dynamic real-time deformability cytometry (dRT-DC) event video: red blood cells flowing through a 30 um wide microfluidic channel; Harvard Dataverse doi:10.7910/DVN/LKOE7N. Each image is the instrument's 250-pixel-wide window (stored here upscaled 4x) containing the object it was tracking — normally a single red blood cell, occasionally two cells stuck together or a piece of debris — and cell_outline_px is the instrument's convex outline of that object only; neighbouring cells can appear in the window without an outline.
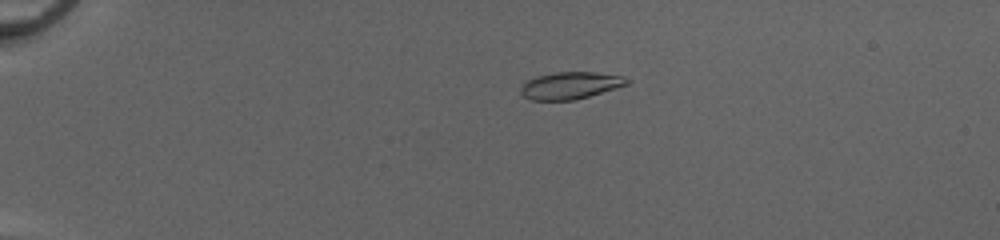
{"species": "common noctule bat (a hibernating species)", "species_latin": "Nyctalus noctula", "temperature_condition": "cold", "stored_images_in_passage": 53, "camera_frame_rate_fps": 3000, "um_per_image_px": 0.085, "animal": {"sex": "female", "body_mass_g": 20.0, "forearm_length_mm": 54.0}, "frame": {"image": 1, "passage_image": 14, "time_ms": 4.333, "image_size_px": [1000, 240], "cell_outline_px": [[628, 84], [616, 88], [588, 96], [572, 100], [532, 100], [524, 96], [520, 92], [520, 88], [524, 80], [536, 76], [556, 72], [596, 72], [624, 76], [628, 80]], "centroid_in_image_um": [48.43, 7.25], "position_along_channel_um": 36.6, "area_um2": 16.76}}
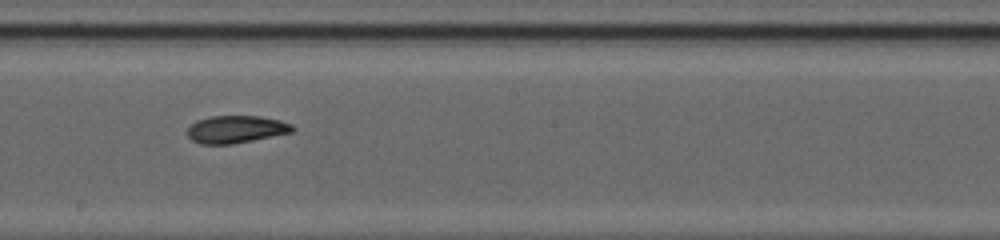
{"frame": {"image": 2, "passage_image": 33, "time_ms": 10.667, "image_size_px": [1000, 240], "cell_outline_px": [[296, 128], [292, 132], [232, 144], [200, 144], [192, 140], [188, 136], [188, 128], [196, 120], [212, 116], [260, 116], [280, 120], [292, 124]], "centroid_in_image_um": [20.07, 10.98], "position_along_channel_um": 228.1, "area_um2": 16.76}}
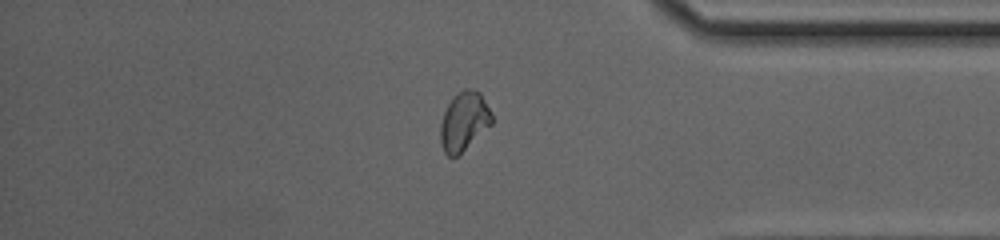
{"frame": {"image": 3, "passage_image": 46, "time_ms": 15.0, "image_size_px": [1000, 240], "cell_outline_px": [[492, 124], [456, 156], [448, 156], [444, 152], [440, 140], [440, 124], [444, 112], [448, 104], [464, 88], [468, 88], [480, 92], [492, 112]], "centroid_in_image_um": [39.45, 10.3], "position_along_channel_um": 395.8, "area_um2": 17.28}, "authors_computed_cell_mechanics": {"area_um2": 17.3978, "velocity_mm_per_s": 4.1753, "shape_relaxation_time_tau1_ms": null, "shape_relaxation_time_tau2_ms": 2.4847, "deformation_change_tau1": null, "deformation_change_tau2": 0.0804}}